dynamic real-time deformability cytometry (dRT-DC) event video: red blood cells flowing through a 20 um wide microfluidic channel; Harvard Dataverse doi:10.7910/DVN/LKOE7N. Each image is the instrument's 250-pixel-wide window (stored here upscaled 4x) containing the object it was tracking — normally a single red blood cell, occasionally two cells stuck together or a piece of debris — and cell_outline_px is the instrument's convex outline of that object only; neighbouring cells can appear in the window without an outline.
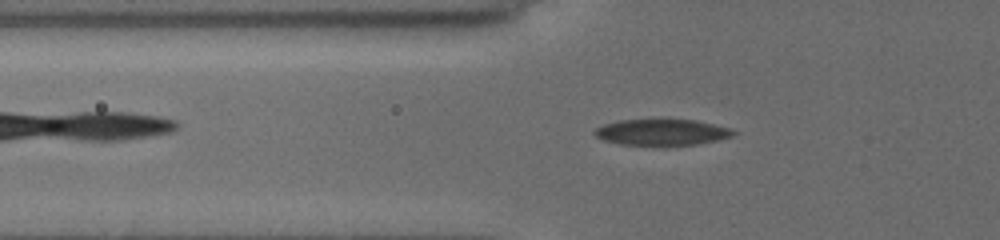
{"species": "common noctule bat (a hibernating species)", "species_latin": "Nyctalus noctula", "temperature_condition": "cold", "stored_images_in_passage": 55, "camera_frame_rate_fps": 3000, "um_per_image_px": 0.085, "animal": {"sex": "female", "body_mass_g": 19.5, "forearm_length_mm": 54.1}, "frame": {"image": 1, "passage_image": 20, "time_ms": 6.333, "image_size_px": [1000, 240], "cell_outline_px": [[736, 132], [732, 136], [716, 140], [696, 144], [664, 148], [656, 148], [620, 144], [604, 140], [596, 136], [592, 132], [596, 128], [604, 124], [620, 120], [696, 120], [728, 128]], "centroid_in_image_um": [56.2, 11.29], "position_along_channel_um": 69.6, "area_um2": 21.68}}
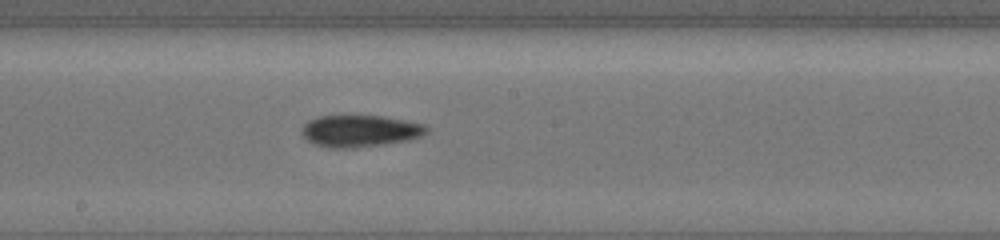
{"frame": {"image": 2, "passage_image": 32, "time_ms": 10.333, "image_size_px": [1000, 240], "cell_outline_px": [[428, 132], [420, 136], [408, 140], [356, 148], [328, 148], [316, 144], [308, 140], [300, 132], [304, 124], [308, 120], [320, 116], [380, 116], [424, 124], [428, 128]], "centroid_in_image_um": [30.57, 11.14], "position_along_channel_um": 217.6, "area_um2": 22.95}}
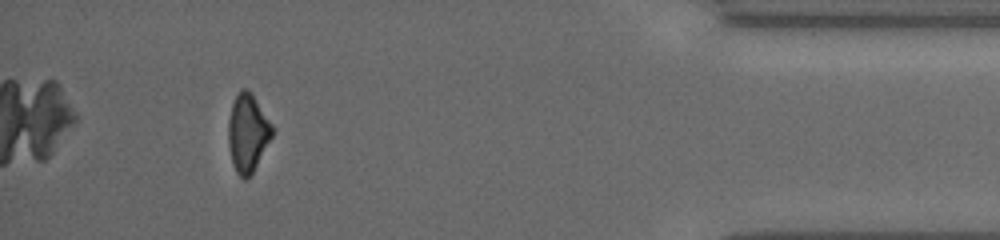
{"frame": {"image": 3, "passage_image": 51, "time_ms": 16.667, "image_size_px": [1000, 240], "cell_outline_px": [[272, 136], [252, 172], [244, 180], [236, 172], [232, 164], [228, 144], [228, 120], [232, 104], [236, 96], [244, 88], [248, 88], [252, 92], [272, 124]], "centroid_in_image_um": [21.03, 11.27], "position_along_channel_um": 414.2, "area_um2": 19.71}, "authors_computed_cell_mechanics": {"area_um2": 21.7328, "velocity_mm_per_s": 3.8005, "shape_relaxation_time_tau1_ms": 3.3025, "shape_relaxation_time_tau2_ms": null, "deformation_change_tau1": 0.0927, "deformation_change_tau2": null}}